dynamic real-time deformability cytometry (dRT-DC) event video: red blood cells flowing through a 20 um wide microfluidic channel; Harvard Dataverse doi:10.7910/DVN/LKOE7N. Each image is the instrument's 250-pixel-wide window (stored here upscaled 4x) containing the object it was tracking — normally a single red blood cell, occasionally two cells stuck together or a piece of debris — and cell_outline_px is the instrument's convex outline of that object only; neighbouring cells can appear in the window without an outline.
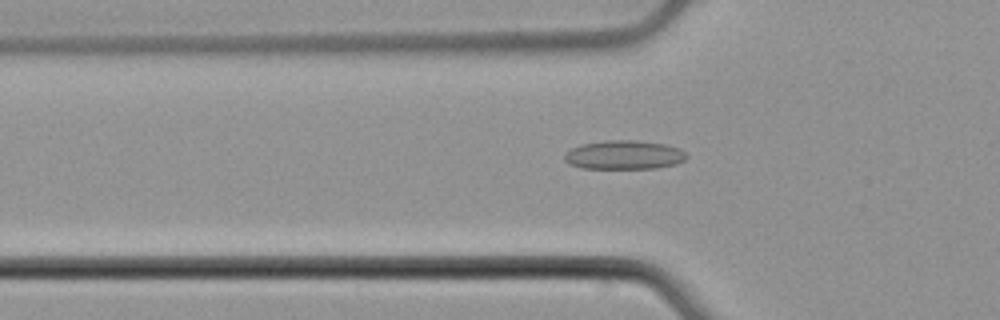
{"species": "common noctule bat (a hibernating species)", "species_latin": "Nyctalus noctula", "temperature_condition": "cold", "stored_images_in_passage": 51, "camera_frame_rate_fps": 3000, "um_per_image_px": 0.085, "animal": {"sex": "male", "body_mass_g": 21.5, "forearm_length_mm": 52.0}, "frame": {"image": 1, "passage_image": 16, "time_ms": 5.0, "image_size_px": [1000, 320], "cell_outline_px": [[688, 156], [684, 160], [676, 164], [656, 168], [580, 168], [568, 164], [564, 160], [564, 156], [572, 148], [580, 144], [604, 140], [636, 140], [664, 144], [680, 148]], "centroid_in_image_um": [53.04, 13.16], "position_along_channel_um": 72.8, "area_um2": 20.63}}
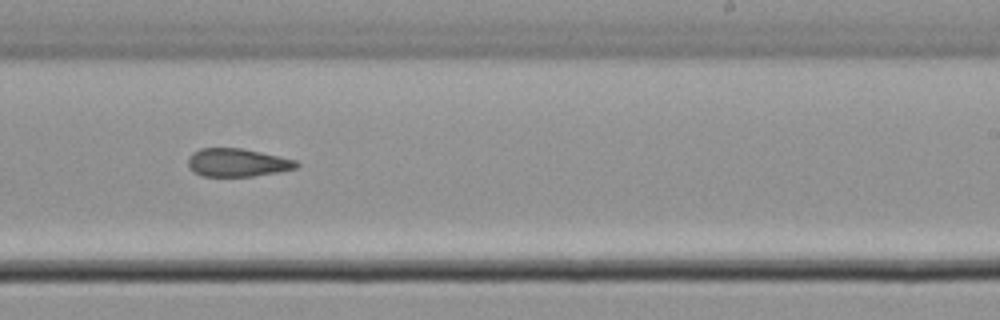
{"frame": {"image": 2, "passage_image": 31, "time_ms": 10.0, "image_size_px": [1000, 320], "cell_outline_px": [[300, 164], [296, 168], [276, 172], [252, 176], [200, 176], [192, 172], [188, 164], [188, 160], [192, 152], [200, 148], [240, 148], [260, 152], [296, 160]], "centroid_in_image_um": [20.13, 13.82], "position_along_channel_um": 268.9, "area_um2": 17.69}}
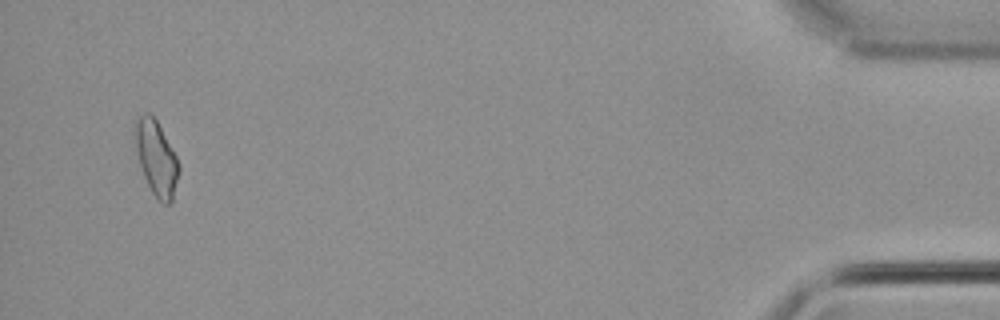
{"frame": {"image": 3, "passage_image": 49, "time_ms": 16.0, "image_size_px": [1000, 320], "cell_outline_px": [[180, 172], [172, 200], [168, 204], [164, 204], [152, 192], [144, 176], [140, 164], [136, 148], [136, 116], [144, 112], [148, 112], [156, 120], [176, 156], [180, 164]], "centroid_in_image_um": [13.31, 13.44], "position_along_channel_um": 421.9, "area_um2": 18.61}, "authors_computed_cell_mechanics": {"area_um2": 18.4382, "velocity_mm_per_s": 3.9267, "shape_relaxation_time_tau1_ms": null, "shape_relaxation_time_tau2_ms": 5.4591, "deformation_change_tau1": null, "deformation_change_tau2": 0.1272}}